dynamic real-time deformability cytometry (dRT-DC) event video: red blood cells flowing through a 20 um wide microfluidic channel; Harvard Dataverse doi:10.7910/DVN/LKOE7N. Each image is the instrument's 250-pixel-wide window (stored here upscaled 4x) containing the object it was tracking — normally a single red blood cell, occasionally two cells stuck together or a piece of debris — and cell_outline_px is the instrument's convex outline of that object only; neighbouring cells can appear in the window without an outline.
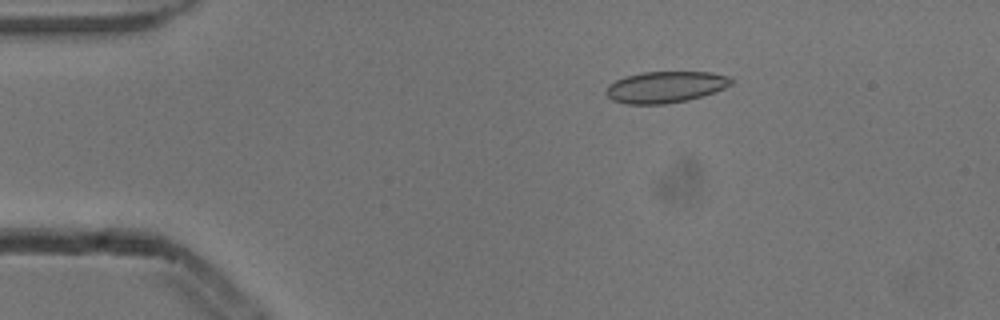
{"species": "common noctule bat (a hibernating species)", "species_latin": "Nyctalus noctula", "temperature_condition": "cold", "stored_images_in_passage": 6, "camera_frame_rate_fps": 3000, "um_per_image_px": 0.085, "animal": {"sex": "male", "body_mass_g": 13.3}, "frame": {"image": 1, "passage_image": 3, "time_ms": 0.667, "image_size_px": [1000, 320], "cell_outline_px": [[736, 80], [732, 84], [724, 88], [688, 100], [664, 104], [628, 104], [612, 100], [604, 92], [608, 84], [624, 76], [640, 72], [712, 72], [728, 76]], "centroid_in_image_um": [56.54, 7.39], "position_along_channel_um": 28.5, "area_um2": 23.0}}
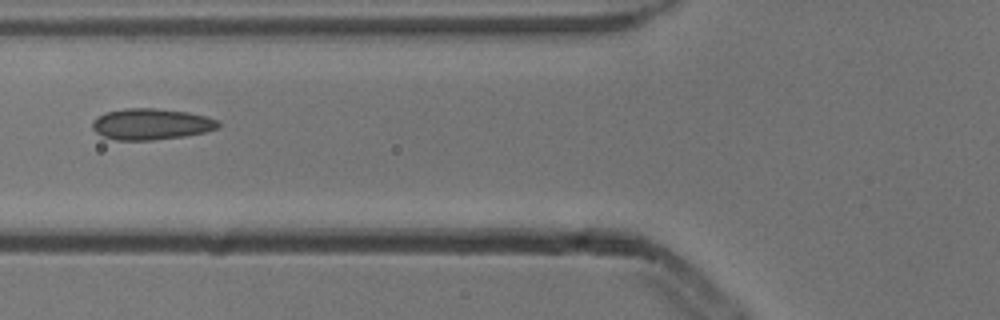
{"frame": {"image": 2, "passage_image": 6, "time_ms": 1.667, "image_size_px": [1000, 320], "cell_outline_px": [[220, 124], [216, 128], [204, 132], [184, 136], [152, 140], [116, 140], [104, 136], [96, 132], [92, 128], [92, 120], [96, 116], [104, 112], [124, 108], [156, 108], [188, 112], [208, 116], [220, 120]], "centroid_in_image_um": [12.83, 10.53], "position_along_channel_um": 113.0, "area_um2": 23.06}}